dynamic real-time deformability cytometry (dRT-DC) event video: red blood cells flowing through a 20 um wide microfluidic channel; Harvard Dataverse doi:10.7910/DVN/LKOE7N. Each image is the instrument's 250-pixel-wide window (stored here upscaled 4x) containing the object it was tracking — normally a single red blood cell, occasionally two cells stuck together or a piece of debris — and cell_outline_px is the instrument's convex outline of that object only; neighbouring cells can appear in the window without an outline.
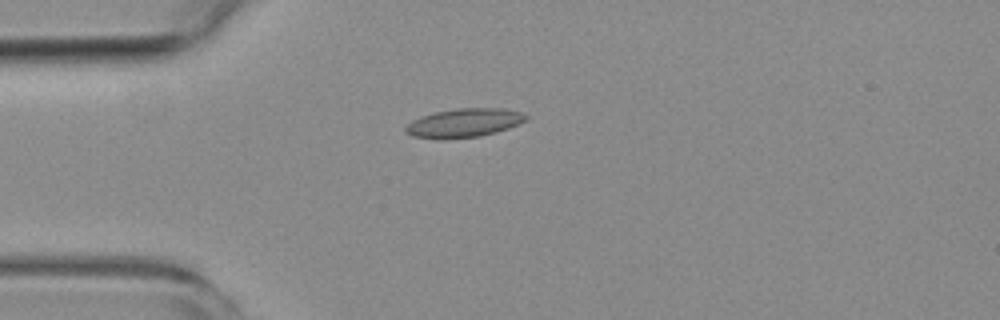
{"species": "common noctule bat (a hibernating species)", "species_latin": "Nyctalus noctula", "temperature_condition": "room temperature", "stored_images_in_passage": 7, "camera_frame_rate_fps": 3000, "um_per_image_px": 0.085, "animal": {"sex": "female", "body_mass_g": 19.3, "forearm_length_mm": 54.1}, "frame": {"image": 1, "passage_image": 4, "time_ms": 4.0, "image_size_px": [1000, 320], "cell_outline_px": [[528, 120], [508, 128], [496, 132], [480, 136], [444, 140], [440, 140], [412, 136], [404, 132], [404, 128], [412, 120], [420, 116], [436, 112], [456, 108], [504, 108], [520, 112], [528, 116]], "centroid_in_image_um": [39.41, 10.46], "position_along_channel_um": 45.6, "area_um2": 20.46}}
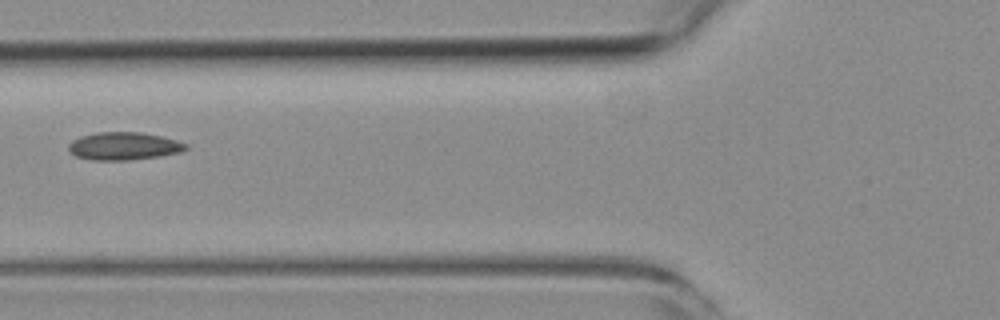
{"frame": {"image": 2, "passage_image": 6, "time_ms": 6.333, "image_size_px": [1000, 320], "cell_outline_px": [[188, 148], [180, 152], [160, 156], [128, 160], [92, 160], [76, 156], [68, 148], [68, 144], [72, 140], [80, 136], [96, 132], [140, 132], [160, 136], [176, 140], [188, 144]], "centroid_in_image_um": [10.52, 12.41], "position_along_channel_um": 115.3, "area_um2": 18.96}}
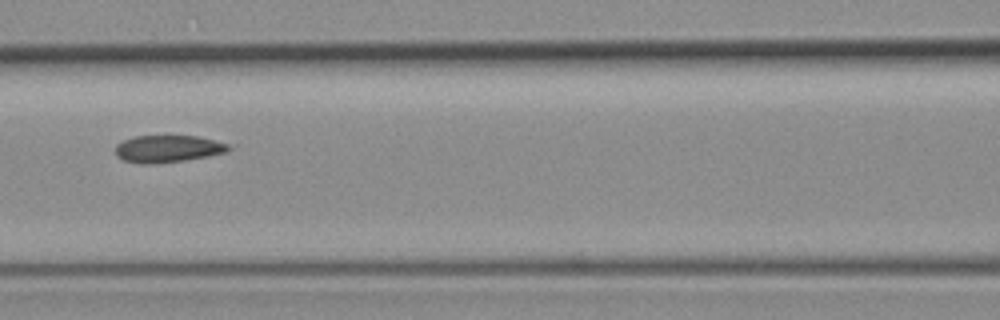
{"frame": {"image": 3, "passage_image": 7, "time_ms": 7.333, "image_size_px": [1000, 320], "cell_outline_px": [[236, 144], [228, 152], [208, 156], [184, 160], [152, 164], [140, 164], [124, 160], [116, 156], [116, 144], [132, 136], [196, 136]], "centroid_in_image_um": [14.34, 12.64], "position_along_channel_um": 152.3, "area_um2": 18.21}}